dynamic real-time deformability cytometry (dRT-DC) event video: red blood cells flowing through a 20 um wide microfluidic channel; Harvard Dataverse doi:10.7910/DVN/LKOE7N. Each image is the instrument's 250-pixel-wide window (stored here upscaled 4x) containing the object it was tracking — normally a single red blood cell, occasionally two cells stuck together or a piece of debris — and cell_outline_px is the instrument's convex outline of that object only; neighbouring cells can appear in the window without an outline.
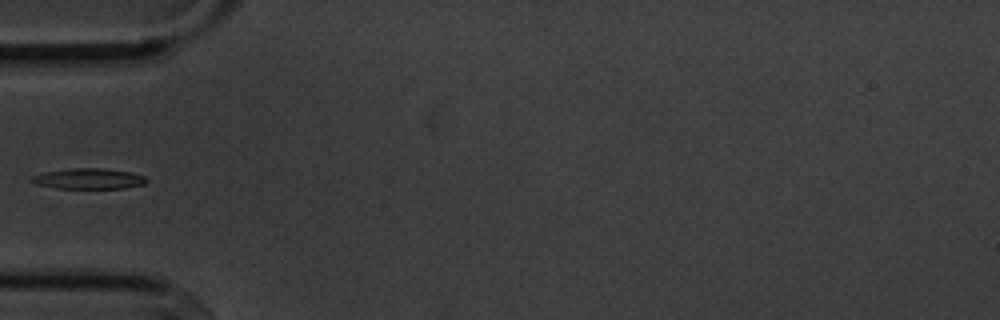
{"species": "common noctule bat (a hibernating species)", "species_latin": "Nyctalus noctula", "temperature_condition": "cold", "stored_images_in_passage": 6, "camera_frame_rate_fps": 3000, "um_per_image_px": 0.085, "animal": {"sex": "male", "body_mass_g": 20.1, "forearm_length_mm": 53.5}, "frame": {"image": 1, "passage_image": 6, "time_ms": 6.0, "image_size_px": [1000, 320], "cell_outline_px": [[148, 180], [144, 184], [124, 188], [56, 188], [36, 184], [28, 180], [32, 176], [48, 172], [72, 168], [104, 168], [132, 172], [144, 176]], "centroid_in_image_um": [7.56, 15.19], "position_along_channel_um": 77.4, "area_um2": 13.7}}